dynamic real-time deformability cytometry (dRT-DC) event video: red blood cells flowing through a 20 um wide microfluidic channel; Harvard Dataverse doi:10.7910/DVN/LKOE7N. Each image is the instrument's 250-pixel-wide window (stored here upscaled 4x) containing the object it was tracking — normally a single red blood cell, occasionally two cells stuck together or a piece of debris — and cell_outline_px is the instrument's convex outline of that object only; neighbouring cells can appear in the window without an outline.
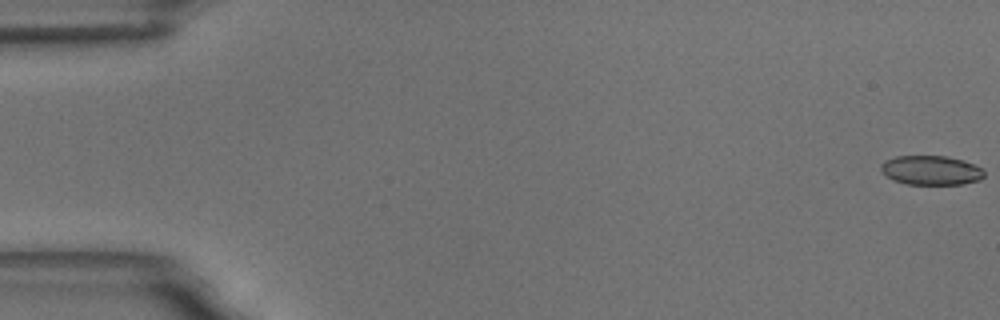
{"species": "common noctule bat (a hibernating species)", "species_latin": "Nyctalus noctula", "temperature_condition": "room temperature", "stored_images_in_passage": 58, "camera_frame_rate_fps": 3000, "um_per_image_px": 0.085, "animal": {"sex": "male", "body_mass_g": 18.8}, "frame": {"image": 1, "passage_image": 1, "time_ms": 0.0, "image_size_px": [1000, 320], "cell_outline_px": [[984, 176], [980, 180], [964, 184], [908, 184], [892, 180], [880, 168], [880, 164], [884, 160], [896, 156], [944, 156], [964, 160], [980, 168], [984, 172]], "centroid_in_image_um": [79.13, 14.47], "position_along_channel_um": 5.9, "area_um2": 17.57}}
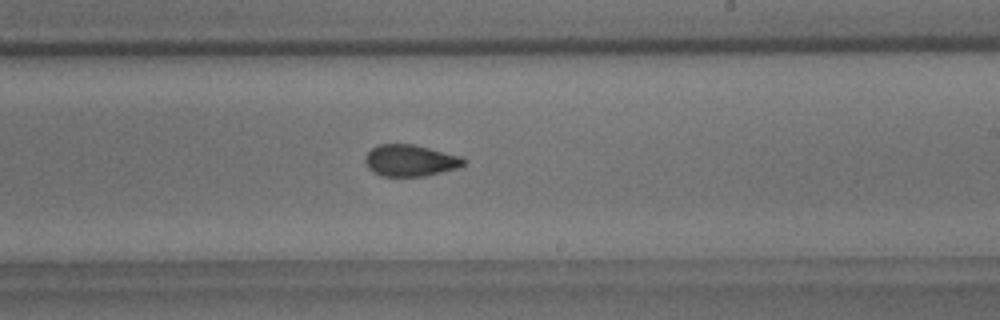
{"frame": {"image": 2, "passage_image": 35, "time_ms": 11.333, "image_size_px": [1000, 320], "cell_outline_px": [[468, 160], [464, 164], [456, 168], [424, 176], [380, 176], [372, 172], [368, 168], [364, 160], [364, 156], [376, 144], [412, 144], [460, 156]], "centroid_in_image_um": [34.82, 13.64], "position_along_channel_um": 254.2, "area_um2": 18.09}}
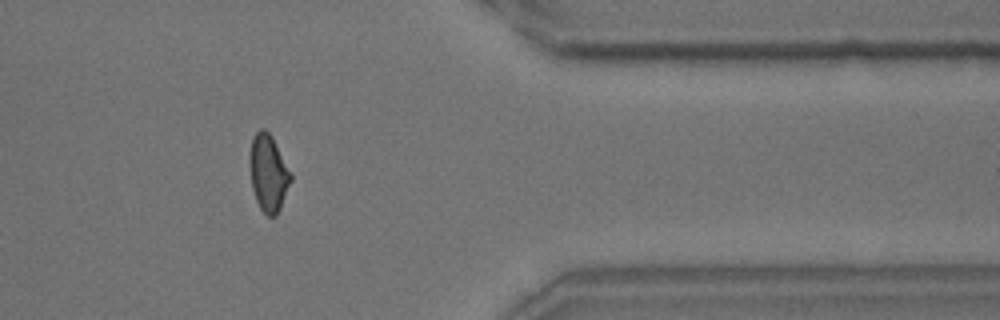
{"frame": {"image": 3, "passage_image": 48, "time_ms": 15.667, "image_size_px": [1000, 320], "cell_outline_px": [[292, 180], [280, 208], [276, 216], [268, 216], [260, 208], [256, 200], [252, 188], [248, 160], [252, 140], [256, 132], [260, 128], [264, 128], [272, 136], [292, 172]], "centroid_in_image_um": [22.82, 14.69], "position_along_channel_um": 388.6, "area_um2": 18.61}, "authors_computed_cell_mechanics": {"area_um2": 18.496, "velocity_mm_per_s": 3.5274, "shape_relaxation_time_tau1_ms": 6.8554, "shape_relaxation_time_tau2_ms": 1.8413, "deformation_change_tau1": 0.1461, "deformation_change_tau2": 0.0675}}